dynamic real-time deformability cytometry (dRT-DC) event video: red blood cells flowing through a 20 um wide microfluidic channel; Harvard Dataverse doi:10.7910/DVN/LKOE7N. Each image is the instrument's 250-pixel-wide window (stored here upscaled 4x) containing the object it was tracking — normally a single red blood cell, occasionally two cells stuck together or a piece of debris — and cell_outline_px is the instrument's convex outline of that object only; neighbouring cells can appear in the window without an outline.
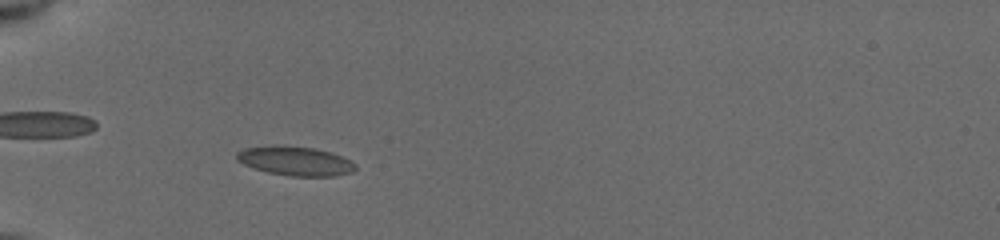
{"species": "common noctule bat (a hibernating species)", "species_latin": "Nyctalus noctula", "temperature_condition": "cold", "stored_images_in_passage": 13, "camera_frame_rate_fps": 3000, "um_per_image_px": 0.085, "animal": {"sex": "female", "body_mass_g": 19.5, "forearm_length_mm": 54.1}, "frame": {"image": 1, "passage_image": 10, "time_ms": 7.0, "image_size_px": [1000, 240], "cell_outline_px": [[356, 168], [352, 172], [332, 176], [292, 176], [268, 172], [244, 164], [236, 160], [236, 152], [244, 148], [272, 144], [276, 144], [312, 148], [328, 152], [340, 156], [356, 164]], "centroid_in_image_um": [25.05, 13.67], "position_along_channel_um": 60.0, "area_um2": 20.06}}
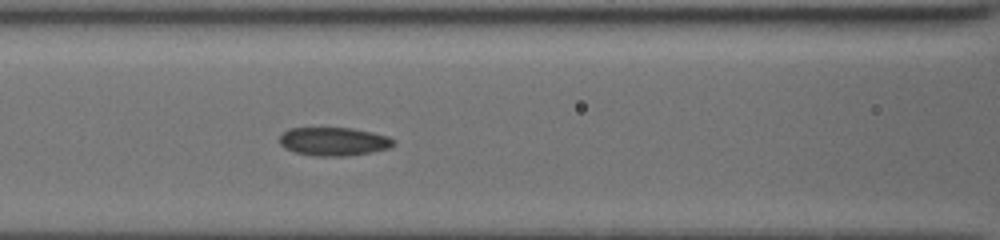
{"frame": {"image": 2, "passage_image": 13, "time_ms": 9.333, "image_size_px": [1000, 240], "cell_outline_px": [[396, 144], [388, 148], [372, 152], [348, 156], [316, 156], [296, 152], [284, 148], [280, 144], [280, 136], [288, 128], [352, 128], [372, 132], [388, 136], [396, 140]], "centroid_in_image_um": [28.4, 12.03], "position_along_channel_um": 138.2, "area_um2": 18.96}}